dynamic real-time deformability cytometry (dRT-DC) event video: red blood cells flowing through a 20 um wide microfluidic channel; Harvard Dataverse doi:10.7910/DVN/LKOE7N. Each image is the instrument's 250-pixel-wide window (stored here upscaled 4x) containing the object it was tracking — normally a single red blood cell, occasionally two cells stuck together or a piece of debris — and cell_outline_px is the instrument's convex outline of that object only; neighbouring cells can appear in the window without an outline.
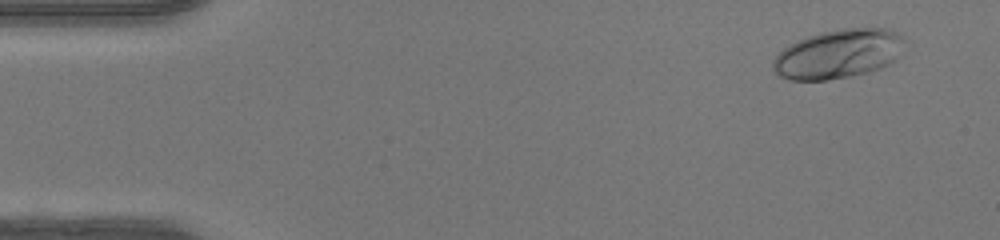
{"species": "human", "species_latin": "Homo sapiens", "temperature_condition": "warm", "stored_images_in_passage": 47, "camera_frame_rate_fps": 3000, "um_per_image_px": 0.085, "donor": {"sex": "female"}, "frame": {"image": 1, "passage_image": 3, "time_ms": 0.667, "image_size_px": [1000, 240], "cell_outline_px": [[904, 40], [900, 56], [896, 60], [880, 68], [868, 72], [828, 80], [788, 80], [780, 76], [772, 68], [772, 60], [784, 48], [796, 40], [820, 32], [840, 28], [892, 28], [904, 36]], "centroid_in_image_um": [71.28, 4.57], "position_along_channel_um": 13.7, "area_um2": 37.92}}
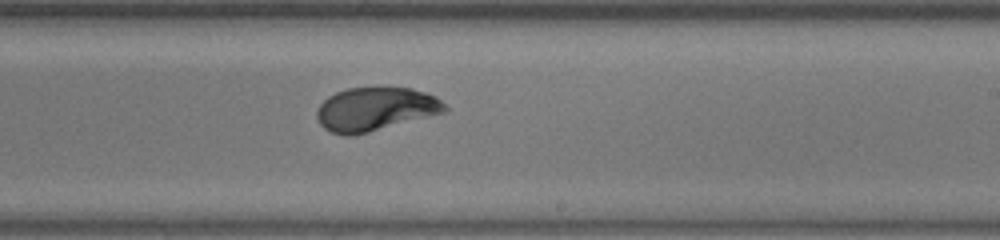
{"frame": {"image": 2, "passage_image": 28, "time_ms": 9.0, "image_size_px": [1000, 240], "cell_outline_px": [[448, 112], [352, 136], [344, 136], [332, 132], [324, 128], [320, 124], [316, 116], [316, 112], [320, 104], [328, 96], [336, 92], [348, 88], [380, 84], [412, 88], [436, 96], [448, 108]], "centroid_in_image_um": [31.92, 9.23], "position_along_channel_um": 257.1, "area_um2": 33.41}}
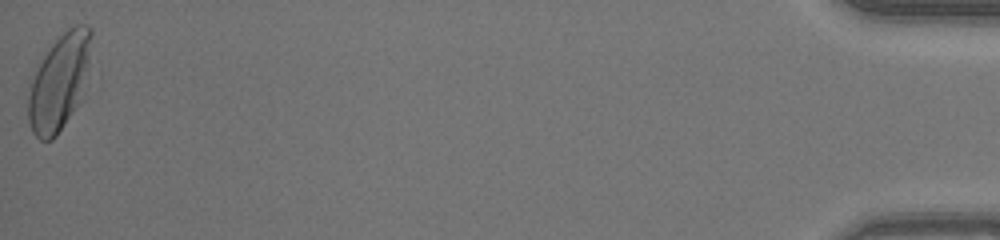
{"frame": {"image": 3, "passage_image": 47, "time_ms": 15.333, "image_size_px": [1000, 240], "cell_outline_px": [[92, 36], [88, 64], [72, 112], [56, 136], [52, 140], [40, 140], [32, 132], [28, 120], [28, 96], [32, 80], [48, 48], [68, 28], [76, 24], [88, 24], [92, 28]], "centroid_in_image_um": [5.0, 6.94], "position_along_channel_um": 430.2, "area_um2": 33.81}, "authors_computed_cell_mechanics": {"area_um2": 32.5414, "velocity_mm_per_s": 4.3797, "shape_relaxation_time_tau1_ms": 5.1682, "shape_relaxation_time_tau2_ms": null, "deformation_change_tau1": 0.2253, "deformation_change_tau2": null}}